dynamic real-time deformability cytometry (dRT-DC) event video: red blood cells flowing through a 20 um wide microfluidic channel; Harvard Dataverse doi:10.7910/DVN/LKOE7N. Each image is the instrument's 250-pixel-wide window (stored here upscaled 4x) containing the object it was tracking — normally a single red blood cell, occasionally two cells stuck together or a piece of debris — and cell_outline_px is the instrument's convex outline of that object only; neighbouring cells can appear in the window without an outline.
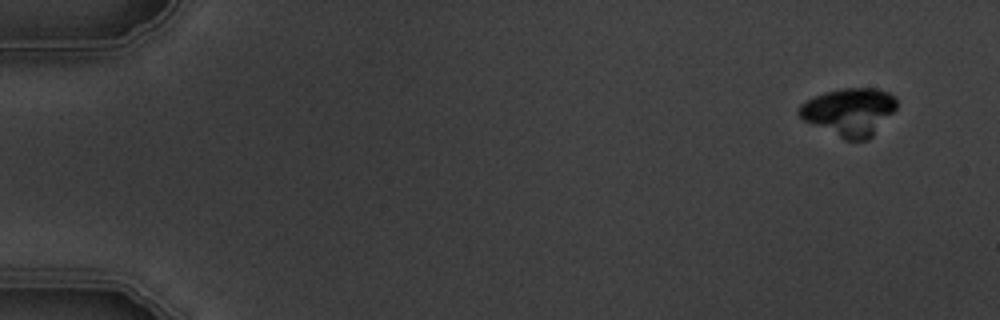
{"species": "common noctule bat (a hibernating species)", "species_latin": "Nyctalus noctula", "temperature_condition": "warm", "stored_images_in_passage": 4, "camera_frame_rate_fps": 3000, "um_per_image_px": 0.085, "animal": {"sex": "male", "body_mass_g": 19.5, "forearm_length_mm": 54.6}, "frame": {"image": 1, "passage_image": 1, "time_ms": 0.0, "image_size_px": [1000, 320], "cell_outline_px": [[896, 108], [872, 136], [868, 140], [844, 140], [804, 120], [796, 112], [800, 104], [804, 100], [824, 92], [844, 88], [876, 88], [888, 92], [896, 96]], "centroid_in_image_um": [72.17, 9.49], "position_along_channel_um": 12.8, "area_um2": 27.17}}
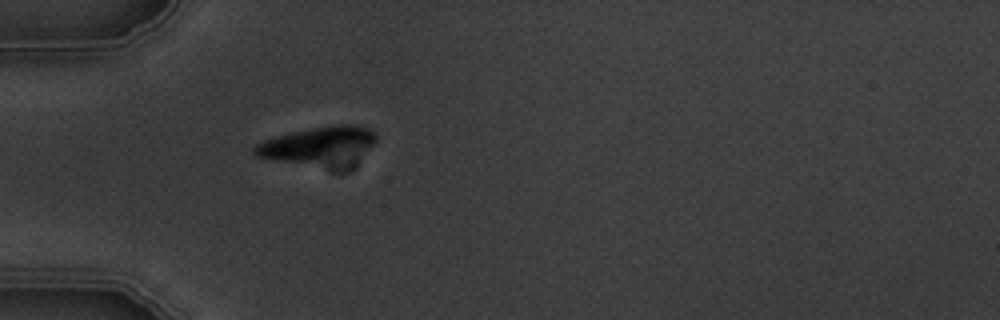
{"frame": {"image": 2, "passage_image": 4, "time_ms": 4.667, "image_size_px": [1000, 320], "cell_outline_px": [[376, 140], [356, 168], [352, 172], [328, 172], [256, 156], [252, 152], [252, 148], [256, 144], [264, 140], [292, 132], [312, 128], [340, 124], [352, 124], [368, 128], [376, 136]], "centroid_in_image_um": [27.22, 12.54], "position_along_channel_um": 57.8, "area_um2": 29.59}}